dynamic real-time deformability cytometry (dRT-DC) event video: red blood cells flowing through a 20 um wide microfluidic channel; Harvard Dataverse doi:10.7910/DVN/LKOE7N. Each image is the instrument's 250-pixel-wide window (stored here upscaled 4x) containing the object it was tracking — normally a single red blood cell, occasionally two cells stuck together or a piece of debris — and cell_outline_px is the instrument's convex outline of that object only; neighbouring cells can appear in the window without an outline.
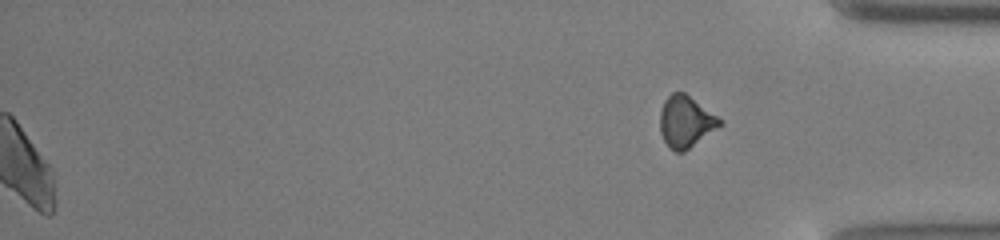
{"species": "common noctule bat (a hibernating species)", "species_latin": "Nyctalus noctula", "temperature_condition": "cold", "stored_images_in_passage": 42, "segment_of_instrument_passage": [2, 2], "camera_frame_rate_fps": 3000, "um_per_image_px": 0.085, "animal": {"sex": "male", "body_mass_g": 13.0, "forearm_length_mm": 53.1}, "frame": {"image": 1, "passage_image": 42, "time_ms": 13.667, "image_size_px": [1000, 240], "cell_outline_px": [[724, 124], [684, 152], [676, 152], [664, 140], [660, 132], [660, 112], [664, 100], [672, 92], [684, 92], [724, 120]], "centroid_in_image_um": [58.32, 10.33], "position_along_channel_um": 376.9, "area_um2": 18.03}}